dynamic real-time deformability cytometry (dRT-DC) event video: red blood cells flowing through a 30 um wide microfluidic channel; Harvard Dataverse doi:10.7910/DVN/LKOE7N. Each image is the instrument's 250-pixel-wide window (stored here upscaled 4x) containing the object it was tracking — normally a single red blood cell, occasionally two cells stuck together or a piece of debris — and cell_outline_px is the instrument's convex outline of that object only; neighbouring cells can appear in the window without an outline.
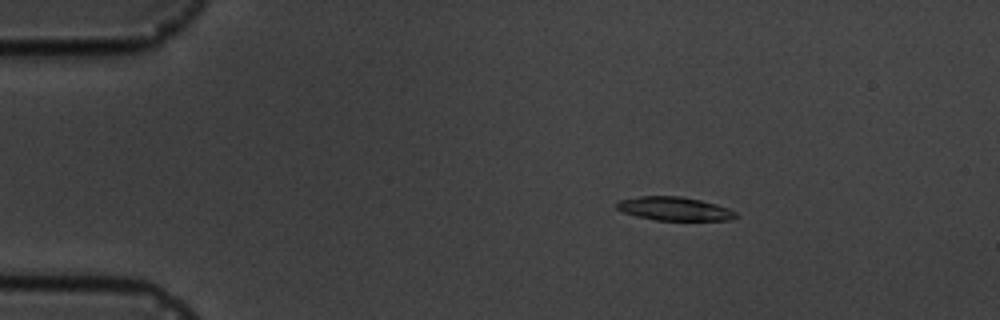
{"species": "common noctule bat (a hibernating species)", "species_latin": "Nyctalus noctula", "temperature_condition": "cold", "stored_images_in_passage": 5, "camera_frame_rate_fps": 3000, "um_per_image_px": 0.085, "animal": {"sex": "male", "body_mass_g": 19.5, "forearm_length_mm": 54.6}, "frame": {"image": 1, "passage_image": 3, "time_ms": 2.333, "image_size_px": [1000, 320], "cell_outline_px": [[736, 216], [728, 220], [656, 220], [636, 216], [624, 212], [616, 208], [616, 204], [620, 200], [640, 196], [680, 196], [700, 200], [716, 204], [728, 208], [736, 212]], "centroid_in_image_um": [57.31, 17.74], "position_along_channel_um": 27.7, "area_um2": 16.18}}